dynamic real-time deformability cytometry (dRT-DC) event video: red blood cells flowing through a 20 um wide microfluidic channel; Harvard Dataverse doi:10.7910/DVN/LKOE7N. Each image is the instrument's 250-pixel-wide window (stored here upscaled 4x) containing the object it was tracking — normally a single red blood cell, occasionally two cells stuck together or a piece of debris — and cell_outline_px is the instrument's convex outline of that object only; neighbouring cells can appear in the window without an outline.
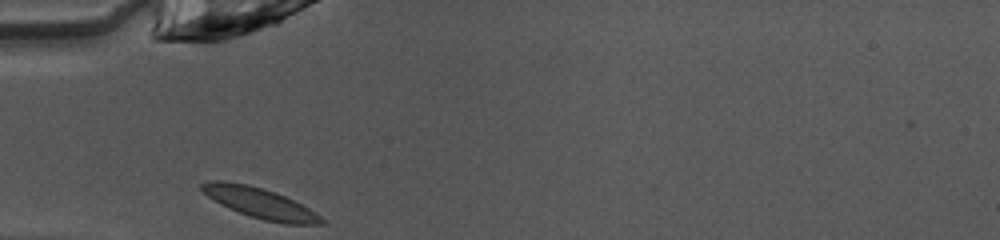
{"species": "common noctule bat (a hibernating species)", "species_latin": "Nyctalus noctula", "temperature_condition": "warm", "stored_images_in_passage": 26, "camera_frame_rate_fps": 3000, "um_per_image_px": 0.085, "animal": {"sex": "female", "body_mass_g": 10.0, "forearm_length_mm": 53.1}, "frame": {"image": 1, "passage_image": 1, "time_ms": 0.0, "image_size_px": [1000, 240], "cell_outline_px": [[324, 224], [284, 224], [264, 220], [248, 216], [220, 204], [208, 196], [200, 188], [200, 184], [208, 180], [224, 180], [248, 184], [264, 188], [284, 196], [308, 208], [320, 216], [324, 220]], "centroid_in_image_um": [22.05, 17.25], "position_along_channel_um": 62.9, "area_um2": 21.1}}
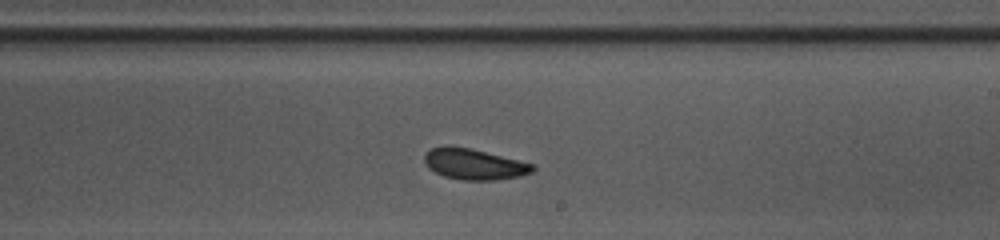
{"frame": {"image": 2, "passage_image": 15, "time_ms": 4.667, "image_size_px": [1000, 240], "cell_outline_px": [[536, 168], [532, 172], [520, 176], [496, 180], [464, 180], [444, 176], [428, 168], [424, 160], [424, 156], [432, 148], [448, 144], [468, 148], [536, 164]], "centroid_in_image_um": [40.32, 13.95], "position_along_channel_um": 248.7, "area_um2": 19.42}}
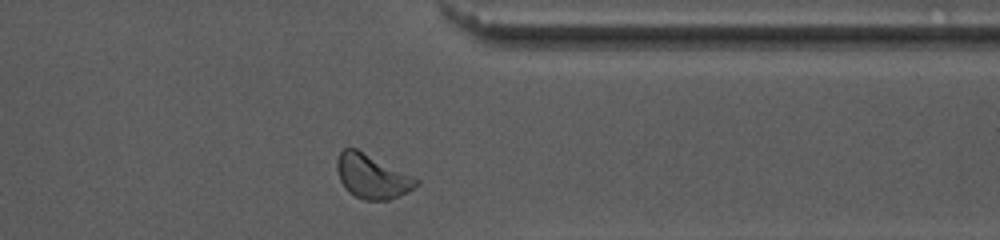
{"frame": {"image": 3, "passage_image": 25, "time_ms": 8.0, "image_size_px": [1000, 240], "cell_outline_px": [[420, 184], [416, 188], [408, 192], [388, 200], [364, 200], [348, 192], [344, 188], [340, 180], [336, 168], [336, 160], [340, 152], [344, 148], [356, 148], [420, 180]], "centroid_in_image_um": [31.61, 15.01], "position_along_channel_um": 379.8, "area_um2": 20.35}, "authors_computed_cell_mechanics": {"area_um2": 19.4208, "velocity_mm_per_s": 4.0225, "shape_relaxation_time_tau1_ms": 3.9376, "shape_relaxation_time_tau2_ms": null, "deformation_change_tau1": 0.0962, "deformation_change_tau2": null}}